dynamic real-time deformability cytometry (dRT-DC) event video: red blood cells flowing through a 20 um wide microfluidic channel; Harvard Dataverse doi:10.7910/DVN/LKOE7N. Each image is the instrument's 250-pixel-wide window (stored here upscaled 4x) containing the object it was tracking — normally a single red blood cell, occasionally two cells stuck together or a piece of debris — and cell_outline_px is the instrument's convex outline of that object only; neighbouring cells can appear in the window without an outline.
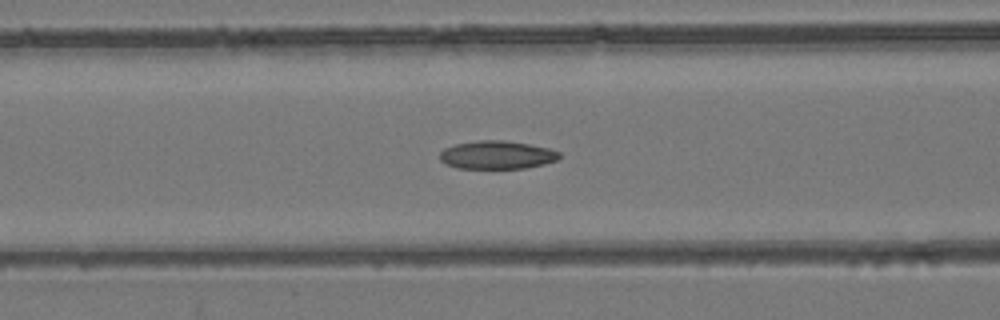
{"species": "common noctule bat (a hibernating species)", "species_latin": "Nyctalus noctula", "temperature_condition": "room temperature", "stored_images_in_passage": 53, "camera_frame_rate_fps": 3000, "um_per_image_px": 0.085, "animal": {"sex": "female", "body_mass_g": 24.6, "forearm_length_mm": 56.2}, "frame": {"image": 1, "passage_image": 22, "time_ms": 7.0, "image_size_px": [1000, 320], "cell_outline_px": [[560, 156], [556, 160], [544, 164], [528, 168], [456, 168], [440, 160], [440, 152], [444, 148], [456, 144], [480, 140], [504, 140], [528, 144], [548, 148], [560, 152]], "centroid_in_image_um": [42.24, 13.17], "position_along_channel_um": 124.4, "area_um2": 19.54}}
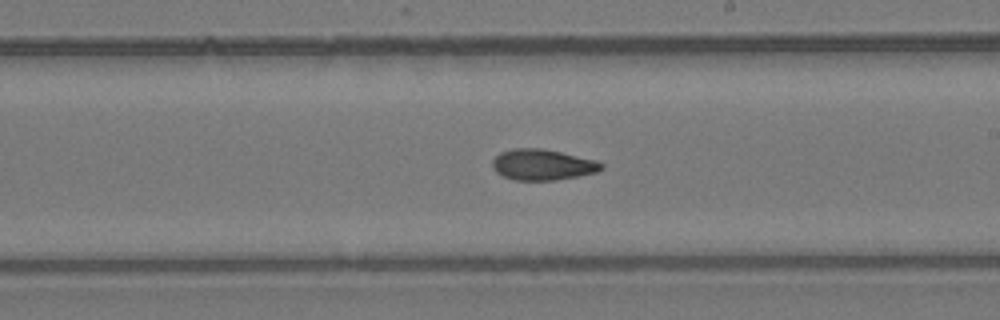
{"frame": {"image": 2, "passage_image": 31, "time_ms": 10.0, "image_size_px": [1000, 320], "cell_outline_px": [[604, 168], [596, 172], [580, 176], [556, 180], [516, 180], [504, 176], [496, 172], [492, 168], [492, 160], [500, 152], [512, 148], [544, 148], [596, 160], [604, 164]], "centroid_in_image_um": [46.12, 13.99], "position_along_channel_um": 242.9, "area_um2": 19.77}}
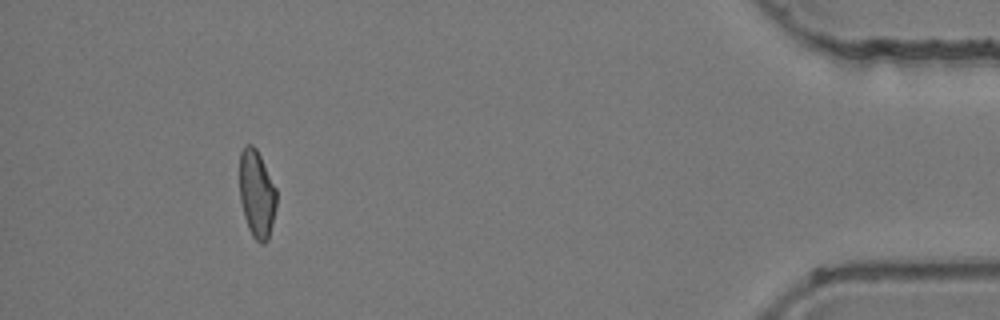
{"frame": {"image": 3, "passage_image": 49, "time_ms": 16.0, "image_size_px": [1000, 320], "cell_outline_px": [[276, 208], [268, 240], [264, 244], [260, 244], [252, 236], [248, 228], [244, 216], [240, 200], [240, 152], [244, 144], [252, 144], [256, 148], [276, 188]], "centroid_in_image_um": [21.82, 16.49], "position_along_channel_um": 413.4, "area_um2": 18.9}, "authors_computed_cell_mechanics": {"area_um2": 19.8832, "velocity_mm_per_s": 3.9489, "shape_relaxation_time_tau1_ms": null, "shape_relaxation_time_tau2_ms": 4.1928, "deformation_change_tau1": null, "deformation_change_tau2": 0.1046}}